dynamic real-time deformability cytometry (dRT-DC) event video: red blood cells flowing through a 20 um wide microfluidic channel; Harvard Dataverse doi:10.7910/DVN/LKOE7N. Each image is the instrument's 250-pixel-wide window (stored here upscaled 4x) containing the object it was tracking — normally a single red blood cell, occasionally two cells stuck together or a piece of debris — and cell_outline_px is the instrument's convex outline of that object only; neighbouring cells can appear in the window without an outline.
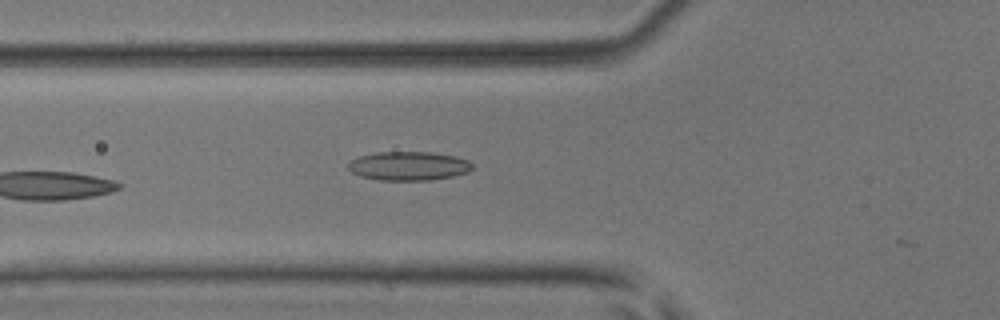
{"species": "common noctule bat (a hibernating species)", "species_latin": "Nyctalus noctula", "temperature_condition": "room temperature", "stored_images_in_passage": 4, "camera_frame_rate_fps": 3000, "um_per_image_px": 0.085, "animal": {"sex": "male", "body_mass_g": 17.9, "forearm_length_mm": 54.2}, "frame": {"image": 1, "passage_image": 4, "time_ms": 1.0, "image_size_px": [1000, 320], "cell_outline_px": [[472, 168], [468, 172], [452, 176], [428, 180], [380, 180], [360, 176], [352, 172], [348, 168], [348, 164], [352, 160], [360, 156], [376, 152], [432, 152], [456, 156], [468, 160], [472, 164]], "centroid_in_image_um": [34.74, 14.1], "position_along_channel_um": 91.1, "area_um2": 20.81}}